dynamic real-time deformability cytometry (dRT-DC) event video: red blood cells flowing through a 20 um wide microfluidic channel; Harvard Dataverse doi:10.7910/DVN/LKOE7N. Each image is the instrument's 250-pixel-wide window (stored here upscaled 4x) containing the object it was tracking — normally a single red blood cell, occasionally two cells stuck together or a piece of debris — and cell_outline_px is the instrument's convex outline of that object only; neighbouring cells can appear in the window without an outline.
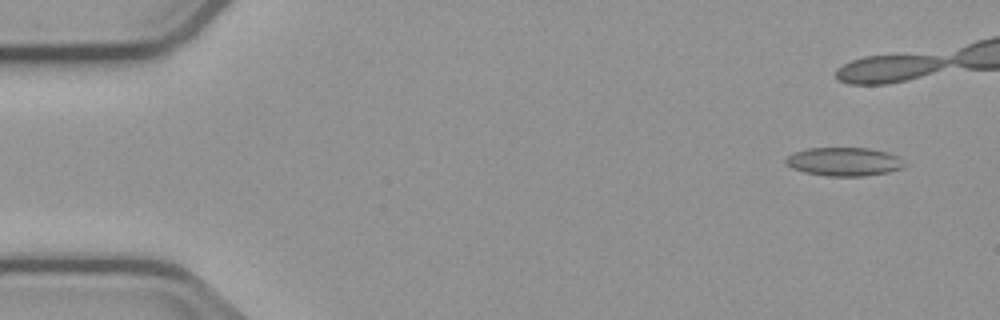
{"species": "common noctule bat (a hibernating species)", "species_latin": "Nyctalus noctula", "temperature_condition": "cold", "stored_images_in_passage": 5, "camera_frame_rate_fps": 3000, "um_per_image_px": 0.085, "animal": {"sex": "male", "body_mass_g": 23.1, "forearm_length_mm": 52.7}, "frame": {"image": 1, "passage_image": 1, "time_ms": 0.0, "image_size_px": [1000, 320], "cell_outline_px": [[908, 164], [904, 168], [888, 172], [864, 176], [828, 176], [804, 172], [792, 168], [784, 164], [784, 160], [792, 152], [808, 148], [868, 148], [888, 152], [900, 156]], "centroid_in_image_um": [71.78, 13.74], "position_along_channel_um": 13.2, "area_um2": 20.11}}